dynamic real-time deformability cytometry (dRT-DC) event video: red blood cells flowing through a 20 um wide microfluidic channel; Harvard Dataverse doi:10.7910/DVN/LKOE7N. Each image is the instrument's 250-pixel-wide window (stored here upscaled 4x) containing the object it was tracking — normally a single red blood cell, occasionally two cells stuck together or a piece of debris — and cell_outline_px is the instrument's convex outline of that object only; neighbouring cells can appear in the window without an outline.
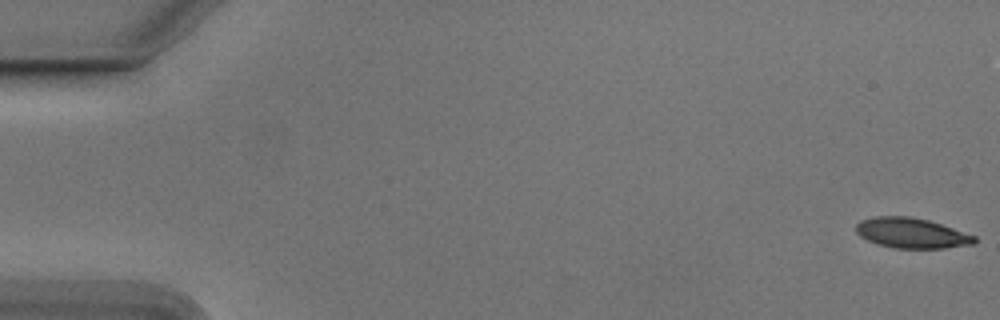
{"species": "Egyptian fruit bat (a non-hibernating species)", "species_latin": "Rousettus aegyptiacus", "temperature_condition": "cold", "stored_images_in_passage": 55, "camera_frame_rate_fps": 3000, "um_per_image_px": 0.085, "animal": {"sex": "male"}, "frame": {"image": 1, "passage_image": 1, "time_ms": 0.0, "image_size_px": [1000, 320], "cell_outline_px": [[976, 244], [944, 248], [892, 248], [876, 244], [860, 236], [856, 232], [856, 224], [860, 220], [876, 216], [912, 216], [928, 220], [976, 236]], "centroid_in_image_um": [77.46, 19.81], "position_along_channel_um": 7.5, "area_um2": 20.92}}
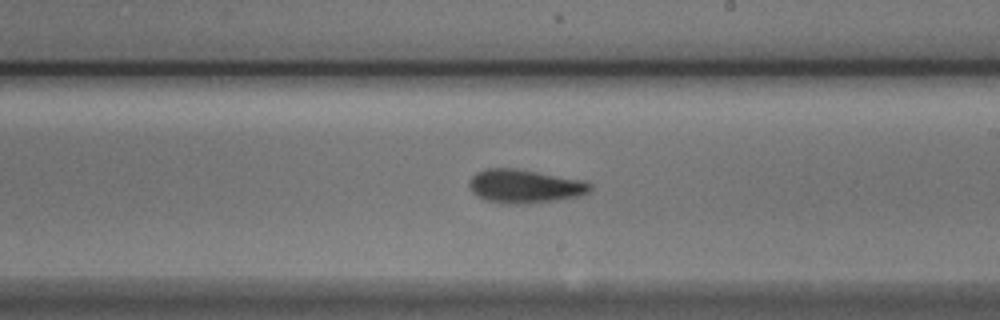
{"frame": {"image": 2, "passage_image": 32, "time_ms": 10.333, "image_size_px": [1000, 320], "cell_outline_px": [[592, 188], [588, 192], [580, 196], [524, 204], [504, 204], [484, 200], [476, 196], [472, 192], [468, 184], [468, 180], [476, 172], [484, 168], [516, 168], [584, 180], [592, 184]], "centroid_in_image_um": [44.55, 15.82], "position_along_channel_um": 244.4, "area_um2": 23.93}}
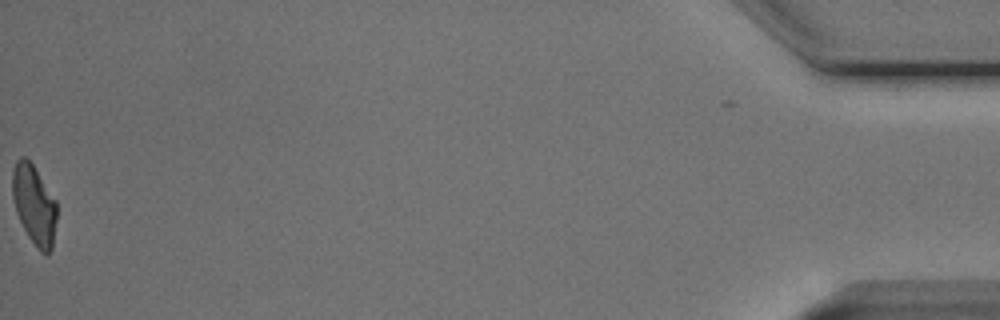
{"frame": {"image": 3, "passage_image": 55, "time_ms": 18.0, "image_size_px": [1000, 320], "cell_outline_px": [[56, 220], [52, 248], [48, 252], [40, 252], [36, 248], [28, 236], [16, 212], [12, 196], [12, 172], [16, 160], [20, 156], [24, 156], [32, 164], [56, 200]], "centroid_in_image_um": [2.89, 17.39], "position_along_channel_um": 432.3, "area_um2": 20.4}, "authors_computed_cell_mechanics": {"area_um2": 22.0218, "velocity_mm_per_s": 3.7739, "shape_relaxation_time_tau1_ms": 3.804, "shape_relaxation_time_tau2_ms": 4.0047, "deformation_change_tau1": 0.1386, "deformation_change_tau2": 0.1121}}